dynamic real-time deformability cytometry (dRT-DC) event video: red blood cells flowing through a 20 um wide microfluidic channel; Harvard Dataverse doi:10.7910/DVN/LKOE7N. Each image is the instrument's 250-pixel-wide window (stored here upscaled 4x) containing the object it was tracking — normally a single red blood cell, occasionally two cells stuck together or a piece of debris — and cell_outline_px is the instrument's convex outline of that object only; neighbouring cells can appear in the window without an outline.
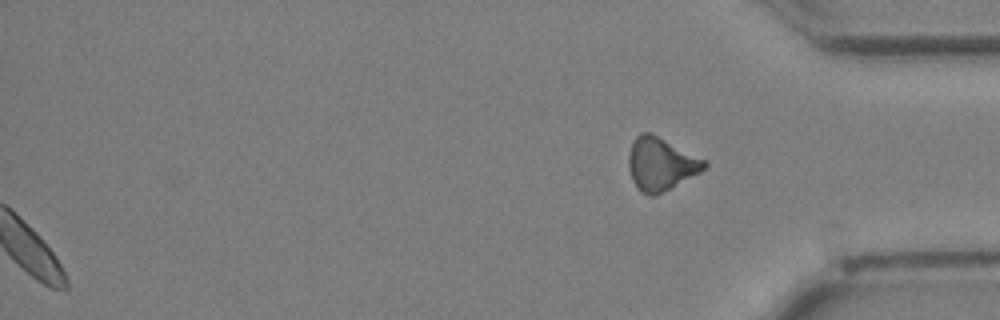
{"species": "Egyptian fruit bat (a non-hibernating species)", "species_latin": "Rousettus aegyptiacus", "temperature_condition": "cold", "stored_images_in_passage": 33, "segment_of_instrument_passage": [2, 2], "camera_frame_rate_fps": 3000, "um_per_image_px": 0.085, "animal": {"sex": "female"}, "frame": {"image": 1, "passage_image": 33, "time_ms": 10.667, "image_size_px": [1000, 320], "cell_outline_px": [[708, 164], [700, 172], [656, 196], [648, 196], [640, 192], [632, 180], [628, 168], [628, 156], [632, 140], [640, 132], [652, 132], [708, 160]], "centroid_in_image_um": [56.16, 13.92], "position_along_channel_um": 379.0, "area_um2": 23.87}}